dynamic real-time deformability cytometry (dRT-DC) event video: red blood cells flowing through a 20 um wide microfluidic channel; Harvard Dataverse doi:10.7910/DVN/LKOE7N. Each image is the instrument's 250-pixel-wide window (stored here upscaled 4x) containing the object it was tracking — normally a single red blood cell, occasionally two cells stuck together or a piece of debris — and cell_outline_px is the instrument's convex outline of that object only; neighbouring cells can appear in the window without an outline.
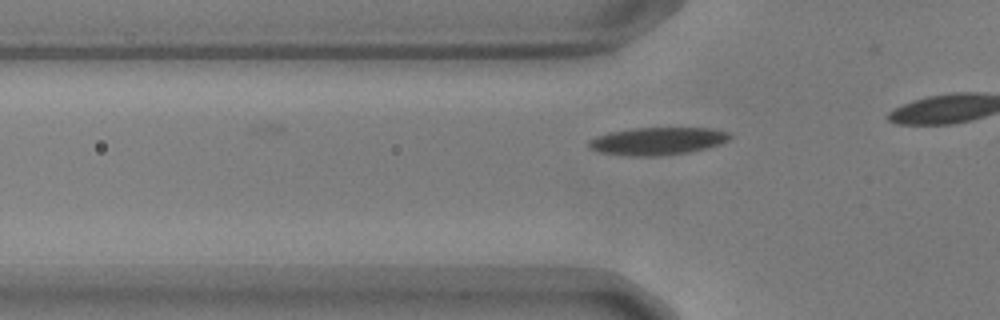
{"species": "common noctule bat (a hibernating species)", "species_latin": "Nyctalus noctula", "temperature_condition": "warm", "stored_images_in_passage": 4, "camera_frame_rate_fps": 3000, "um_per_image_px": 0.085, "animal": {"sex": "male", "body_mass_g": 17.9, "forearm_length_mm": 54.2}, "frame": {"image": 1, "passage_image": 4, "time_ms": 1.0, "image_size_px": [1000, 320], "cell_outline_px": [[732, 136], [728, 140], [720, 144], [708, 148], [692, 152], [660, 156], [628, 156], [600, 152], [588, 148], [588, 140], [596, 136], [608, 132], [632, 128], [712, 128], [728, 132]], "centroid_in_image_um": [55.88, 12.0], "position_along_channel_um": 69.9, "area_um2": 23.0}}